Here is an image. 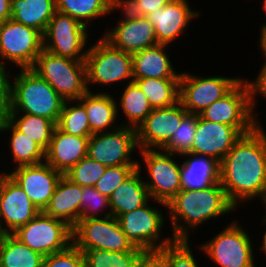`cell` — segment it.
<instances>
[{
    "label": "cell",
    "instance_id": "6da1fadb",
    "mask_svg": "<svg viewBox=\"0 0 266 267\" xmlns=\"http://www.w3.org/2000/svg\"><path fill=\"white\" fill-rule=\"evenodd\" d=\"M244 134L220 162V183L236 207L258 198L266 206V130ZM240 203V204H239Z\"/></svg>",
    "mask_w": 266,
    "mask_h": 267
},
{
    "label": "cell",
    "instance_id": "7a4b0ae2",
    "mask_svg": "<svg viewBox=\"0 0 266 267\" xmlns=\"http://www.w3.org/2000/svg\"><path fill=\"white\" fill-rule=\"evenodd\" d=\"M166 206L174 240H189L201 224L236 210L220 182L200 190L181 189Z\"/></svg>",
    "mask_w": 266,
    "mask_h": 267
},
{
    "label": "cell",
    "instance_id": "3957f363",
    "mask_svg": "<svg viewBox=\"0 0 266 267\" xmlns=\"http://www.w3.org/2000/svg\"><path fill=\"white\" fill-rule=\"evenodd\" d=\"M12 113H26L57 124L65 100L31 68L12 76Z\"/></svg>",
    "mask_w": 266,
    "mask_h": 267
},
{
    "label": "cell",
    "instance_id": "277c9868",
    "mask_svg": "<svg viewBox=\"0 0 266 267\" xmlns=\"http://www.w3.org/2000/svg\"><path fill=\"white\" fill-rule=\"evenodd\" d=\"M31 69L65 101L79 100L89 91L85 60L56 56L43 49Z\"/></svg>",
    "mask_w": 266,
    "mask_h": 267
},
{
    "label": "cell",
    "instance_id": "5b68a950",
    "mask_svg": "<svg viewBox=\"0 0 266 267\" xmlns=\"http://www.w3.org/2000/svg\"><path fill=\"white\" fill-rule=\"evenodd\" d=\"M242 78L225 96L199 115L210 122L234 126L244 135L260 124V120L255 112L252 80Z\"/></svg>",
    "mask_w": 266,
    "mask_h": 267
},
{
    "label": "cell",
    "instance_id": "8992f818",
    "mask_svg": "<svg viewBox=\"0 0 266 267\" xmlns=\"http://www.w3.org/2000/svg\"><path fill=\"white\" fill-rule=\"evenodd\" d=\"M138 151L143 164L138 161L137 168L140 172H142V167L146 168L145 179L150 181L144 179V183L152 202L167 208L166 203L182 189L181 163L175 161L178 156L162 149H139Z\"/></svg>",
    "mask_w": 266,
    "mask_h": 267
},
{
    "label": "cell",
    "instance_id": "52a82bcc",
    "mask_svg": "<svg viewBox=\"0 0 266 267\" xmlns=\"http://www.w3.org/2000/svg\"><path fill=\"white\" fill-rule=\"evenodd\" d=\"M85 62L90 92L93 84L107 87L114 83L121 85L127 79L128 83L134 80L132 54L113 47L102 36L88 47Z\"/></svg>",
    "mask_w": 266,
    "mask_h": 267
},
{
    "label": "cell",
    "instance_id": "ba28073f",
    "mask_svg": "<svg viewBox=\"0 0 266 267\" xmlns=\"http://www.w3.org/2000/svg\"><path fill=\"white\" fill-rule=\"evenodd\" d=\"M226 226L197 248L218 267H255L254 241L249 232L236 220Z\"/></svg>",
    "mask_w": 266,
    "mask_h": 267
},
{
    "label": "cell",
    "instance_id": "9c48e42d",
    "mask_svg": "<svg viewBox=\"0 0 266 267\" xmlns=\"http://www.w3.org/2000/svg\"><path fill=\"white\" fill-rule=\"evenodd\" d=\"M150 204L151 200L142 207L117 217L121 230L128 240L134 247L143 251L161 250L174 240L171 235L161 239L162 228L166 222L165 214L163 210Z\"/></svg>",
    "mask_w": 266,
    "mask_h": 267
},
{
    "label": "cell",
    "instance_id": "30bf717a",
    "mask_svg": "<svg viewBox=\"0 0 266 267\" xmlns=\"http://www.w3.org/2000/svg\"><path fill=\"white\" fill-rule=\"evenodd\" d=\"M42 50L43 35L38 30L12 19L0 23V68L7 69L8 62L16 68H32Z\"/></svg>",
    "mask_w": 266,
    "mask_h": 267
},
{
    "label": "cell",
    "instance_id": "8fae6325",
    "mask_svg": "<svg viewBox=\"0 0 266 267\" xmlns=\"http://www.w3.org/2000/svg\"><path fill=\"white\" fill-rule=\"evenodd\" d=\"M12 234L44 257L63 251L73 243L72 227L42 211Z\"/></svg>",
    "mask_w": 266,
    "mask_h": 267
},
{
    "label": "cell",
    "instance_id": "7c38bea8",
    "mask_svg": "<svg viewBox=\"0 0 266 267\" xmlns=\"http://www.w3.org/2000/svg\"><path fill=\"white\" fill-rule=\"evenodd\" d=\"M88 32L78 20L56 11L43 34V49L56 56L85 60Z\"/></svg>",
    "mask_w": 266,
    "mask_h": 267
},
{
    "label": "cell",
    "instance_id": "4fadbf2b",
    "mask_svg": "<svg viewBox=\"0 0 266 267\" xmlns=\"http://www.w3.org/2000/svg\"><path fill=\"white\" fill-rule=\"evenodd\" d=\"M73 244L81 251L104 249L126 252L136 247L128 240L114 216L80 219L72 228Z\"/></svg>",
    "mask_w": 266,
    "mask_h": 267
},
{
    "label": "cell",
    "instance_id": "5bb4252c",
    "mask_svg": "<svg viewBox=\"0 0 266 267\" xmlns=\"http://www.w3.org/2000/svg\"><path fill=\"white\" fill-rule=\"evenodd\" d=\"M242 78L197 76L182 72L179 80V101L188 113L199 115L212 103L225 96Z\"/></svg>",
    "mask_w": 266,
    "mask_h": 267
},
{
    "label": "cell",
    "instance_id": "9a60e30c",
    "mask_svg": "<svg viewBox=\"0 0 266 267\" xmlns=\"http://www.w3.org/2000/svg\"><path fill=\"white\" fill-rule=\"evenodd\" d=\"M137 145L136 129L120 125L118 128L94 133L89 137L87 156L109 166L137 165L138 159H132Z\"/></svg>",
    "mask_w": 266,
    "mask_h": 267
},
{
    "label": "cell",
    "instance_id": "2e32d148",
    "mask_svg": "<svg viewBox=\"0 0 266 267\" xmlns=\"http://www.w3.org/2000/svg\"><path fill=\"white\" fill-rule=\"evenodd\" d=\"M113 10L121 11L122 16L102 36L113 47L133 54L157 44L154 27L146 16L132 14L119 1Z\"/></svg>",
    "mask_w": 266,
    "mask_h": 267
},
{
    "label": "cell",
    "instance_id": "e0dca14e",
    "mask_svg": "<svg viewBox=\"0 0 266 267\" xmlns=\"http://www.w3.org/2000/svg\"><path fill=\"white\" fill-rule=\"evenodd\" d=\"M40 212L21 186L2 171L0 173V231L4 234H12Z\"/></svg>",
    "mask_w": 266,
    "mask_h": 267
},
{
    "label": "cell",
    "instance_id": "ac0fdd59",
    "mask_svg": "<svg viewBox=\"0 0 266 267\" xmlns=\"http://www.w3.org/2000/svg\"><path fill=\"white\" fill-rule=\"evenodd\" d=\"M188 111L180 101L152 112L136 129L139 149H162L172 138Z\"/></svg>",
    "mask_w": 266,
    "mask_h": 267
},
{
    "label": "cell",
    "instance_id": "d6986e66",
    "mask_svg": "<svg viewBox=\"0 0 266 267\" xmlns=\"http://www.w3.org/2000/svg\"><path fill=\"white\" fill-rule=\"evenodd\" d=\"M15 168L4 173H7L17 182L34 205L40 211H43L63 174L56 171L45 161L36 165H24Z\"/></svg>",
    "mask_w": 266,
    "mask_h": 267
},
{
    "label": "cell",
    "instance_id": "ffe728a7",
    "mask_svg": "<svg viewBox=\"0 0 266 267\" xmlns=\"http://www.w3.org/2000/svg\"><path fill=\"white\" fill-rule=\"evenodd\" d=\"M188 1L171 0L146 16L154 27L157 44L169 46L186 33L192 20L202 15L199 10L192 9Z\"/></svg>",
    "mask_w": 266,
    "mask_h": 267
},
{
    "label": "cell",
    "instance_id": "44dd1931",
    "mask_svg": "<svg viewBox=\"0 0 266 267\" xmlns=\"http://www.w3.org/2000/svg\"><path fill=\"white\" fill-rule=\"evenodd\" d=\"M193 145L189 153L210 156L221 162L243 136L234 126L214 123L198 115Z\"/></svg>",
    "mask_w": 266,
    "mask_h": 267
},
{
    "label": "cell",
    "instance_id": "7402d4cb",
    "mask_svg": "<svg viewBox=\"0 0 266 267\" xmlns=\"http://www.w3.org/2000/svg\"><path fill=\"white\" fill-rule=\"evenodd\" d=\"M89 137L73 136L54 128L45 162L63 175L87 156Z\"/></svg>",
    "mask_w": 266,
    "mask_h": 267
},
{
    "label": "cell",
    "instance_id": "603a6c76",
    "mask_svg": "<svg viewBox=\"0 0 266 267\" xmlns=\"http://www.w3.org/2000/svg\"><path fill=\"white\" fill-rule=\"evenodd\" d=\"M168 45L156 44L132 54L134 79H180L181 73L173 68Z\"/></svg>",
    "mask_w": 266,
    "mask_h": 267
},
{
    "label": "cell",
    "instance_id": "cb8c5ba5",
    "mask_svg": "<svg viewBox=\"0 0 266 267\" xmlns=\"http://www.w3.org/2000/svg\"><path fill=\"white\" fill-rule=\"evenodd\" d=\"M181 187L187 190H200L220 182V162L210 156L184 153L180 155Z\"/></svg>",
    "mask_w": 266,
    "mask_h": 267
},
{
    "label": "cell",
    "instance_id": "d4e9b609",
    "mask_svg": "<svg viewBox=\"0 0 266 267\" xmlns=\"http://www.w3.org/2000/svg\"><path fill=\"white\" fill-rule=\"evenodd\" d=\"M81 194L82 187L62 175L54 194L42 212L66 222L73 228L80 220Z\"/></svg>",
    "mask_w": 266,
    "mask_h": 267
},
{
    "label": "cell",
    "instance_id": "484cf974",
    "mask_svg": "<svg viewBox=\"0 0 266 267\" xmlns=\"http://www.w3.org/2000/svg\"><path fill=\"white\" fill-rule=\"evenodd\" d=\"M115 96L107 92L88 91L78 101L84 106L88 115L91 132H108L118 128L121 123L116 124L119 118L117 110V101ZM118 117V118H117Z\"/></svg>",
    "mask_w": 266,
    "mask_h": 267
},
{
    "label": "cell",
    "instance_id": "4316f807",
    "mask_svg": "<svg viewBox=\"0 0 266 267\" xmlns=\"http://www.w3.org/2000/svg\"><path fill=\"white\" fill-rule=\"evenodd\" d=\"M138 168L124 180L109 196L112 216L134 211L147 204L151 199L144 183V177Z\"/></svg>",
    "mask_w": 266,
    "mask_h": 267
},
{
    "label": "cell",
    "instance_id": "83f0119b",
    "mask_svg": "<svg viewBox=\"0 0 266 267\" xmlns=\"http://www.w3.org/2000/svg\"><path fill=\"white\" fill-rule=\"evenodd\" d=\"M56 12V0H11V19L45 33Z\"/></svg>",
    "mask_w": 266,
    "mask_h": 267
},
{
    "label": "cell",
    "instance_id": "f1b7e54d",
    "mask_svg": "<svg viewBox=\"0 0 266 267\" xmlns=\"http://www.w3.org/2000/svg\"><path fill=\"white\" fill-rule=\"evenodd\" d=\"M117 2L118 0H56V11L69 15L90 28L92 20L112 14Z\"/></svg>",
    "mask_w": 266,
    "mask_h": 267
},
{
    "label": "cell",
    "instance_id": "f546056e",
    "mask_svg": "<svg viewBox=\"0 0 266 267\" xmlns=\"http://www.w3.org/2000/svg\"><path fill=\"white\" fill-rule=\"evenodd\" d=\"M10 132L9 148L15 167L36 165L45 161V151L33 139L18 131L9 121L1 125L0 132ZM16 162V163H15Z\"/></svg>",
    "mask_w": 266,
    "mask_h": 267
},
{
    "label": "cell",
    "instance_id": "4dcf8cb0",
    "mask_svg": "<svg viewBox=\"0 0 266 267\" xmlns=\"http://www.w3.org/2000/svg\"><path fill=\"white\" fill-rule=\"evenodd\" d=\"M126 84L119 103L117 101V110L120 109L127 119L126 123L123 122L121 124L122 126L137 129L152 112L153 108L145 94L134 81Z\"/></svg>",
    "mask_w": 266,
    "mask_h": 267
},
{
    "label": "cell",
    "instance_id": "1f68e13d",
    "mask_svg": "<svg viewBox=\"0 0 266 267\" xmlns=\"http://www.w3.org/2000/svg\"><path fill=\"white\" fill-rule=\"evenodd\" d=\"M44 256L13 234H4L0 244V267H41Z\"/></svg>",
    "mask_w": 266,
    "mask_h": 267
},
{
    "label": "cell",
    "instance_id": "d6a6232c",
    "mask_svg": "<svg viewBox=\"0 0 266 267\" xmlns=\"http://www.w3.org/2000/svg\"><path fill=\"white\" fill-rule=\"evenodd\" d=\"M179 80L180 79H134L145 94L151 107L159 109L174 105L179 101Z\"/></svg>",
    "mask_w": 266,
    "mask_h": 267
},
{
    "label": "cell",
    "instance_id": "836d02e7",
    "mask_svg": "<svg viewBox=\"0 0 266 267\" xmlns=\"http://www.w3.org/2000/svg\"><path fill=\"white\" fill-rule=\"evenodd\" d=\"M9 122L25 136L33 139L44 151L48 148L56 127L50 119L26 113H11Z\"/></svg>",
    "mask_w": 266,
    "mask_h": 267
},
{
    "label": "cell",
    "instance_id": "e575fe53",
    "mask_svg": "<svg viewBox=\"0 0 266 267\" xmlns=\"http://www.w3.org/2000/svg\"><path fill=\"white\" fill-rule=\"evenodd\" d=\"M84 255V267H138L140 248L133 251L115 252L104 249L81 251Z\"/></svg>",
    "mask_w": 266,
    "mask_h": 267
},
{
    "label": "cell",
    "instance_id": "d590c367",
    "mask_svg": "<svg viewBox=\"0 0 266 267\" xmlns=\"http://www.w3.org/2000/svg\"><path fill=\"white\" fill-rule=\"evenodd\" d=\"M56 127L73 136L90 137L93 134L85 108L78 100L65 101Z\"/></svg>",
    "mask_w": 266,
    "mask_h": 267
},
{
    "label": "cell",
    "instance_id": "8d00e7d4",
    "mask_svg": "<svg viewBox=\"0 0 266 267\" xmlns=\"http://www.w3.org/2000/svg\"><path fill=\"white\" fill-rule=\"evenodd\" d=\"M198 115L193 113H187L171 140L162 148L166 152L180 155L189 153L193 145V139L195 136V130L197 125Z\"/></svg>",
    "mask_w": 266,
    "mask_h": 267
},
{
    "label": "cell",
    "instance_id": "74e56055",
    "mask_svg": "<svg viewBox=\"0 0 266 267\" xmlns=\"http://www.w3.org/2000/svg\"><path fill=\"white\" fill-rule=\"evenodd\" d=\"M80 201V219H94L112 216L109 198L101 194L94 186L82 187ZM106 210H108L106 212ZM105 211V214L103 213ZM101 212L103 215H101ZM101 216V217H100Z\"/></svg>",
    "mask_w": 266,
    "mask_h": 267
},
{
    "label": "cell",
    "instance_id": "f35d334b",
    "mask_svg": "<svg viewBox=\"0 0 266 267\" xmlns=\"http://www.w3.org/2000/svg\"><path fill=\"white\" fill-rule=\"evenodd\" d=\"M105 169V165L85 156L64 175L81 187L94 186L104 174Z\"/></svg>",
    "mask_w": 266,
    "mask_h": 267
},
{
    "label": "cell",
    "instance_id": "ab89813d",
    "mask_svg": "<svg viewBox=\"0 0 266 267\" xmlns=\"http://www.w3.org/2000/svg\"><path fill=\"white\" fill-rule=\"evenodd\" d=\"M190 244L189 240H173L159 251L167 258L170 267H199Z\"/></svg>",
    "mask_w": 266,
    "mask_h": 267
},
{
    "label": "cell",
    "instance_id": "60d3db41",
    "mask_svg": "<svg viewBox=\"0 0 266 267\" xmlns=\"http://www.w3.org/2000/svg\"><path fill=\"white\" fill-rule=\"evenodd\" d=\"M137 165H119L106 167L102 177L94 185L101 194L109 196L126 180L135 170Z\"/></svg>",
    "mask_w": 266,
    "mask_h": 267
},
{
    "label": "cell",
    "instance_id": "b9f144b4",
    "mask_svg": "<svg viewBox=\"0 0 266 267\" xmlns=\"http://www.w3.org/2000/svg\"><path fill=\"white\" fill-rule=\"evenodd\" d=\"M41 267H84V255L72 243L67 249L44 257Z\"/></svg>",
    "mask_w": 266,
    "mask_h": 267
},
{
    "label": "cell",
    "instance_id": "7bdbcfd3",
    "mask_svg": "<svg viewBox=\"0 0 266 267\" xmlns=\"http://www.w3.org/2000/svg\"><path fill=\"white\" fill-rule=\"evenodd\" d=\"M7 69L0 68V124L9 121L12 113V84L11 76ZM10 76V77H9Z\"/></svg>",
    "mask_w": 266,
    "mask_h": 267
},
{
    "label": "cell",
    "instance_id": "ee69618b",
    "mask_svg": "<svg viewBox=\"0 0 266 267\" xmlns=\"http://www.w3.org/2000/svg\"><path fill=\"white\" fill-rule=\"evenodd\" d=\"M129 12L139 16H147L149 13L164 7L171 0H118Z\"/></svg>",
    "mask_w": 266,
    "mask_h": 267
},
{
    "label": "cell",
    "instance_id": "f6af8a7d",
    "mask_svg": "<svg viewBox=\"0 0 266 267\" xmlns=\"http://www.w3.org/2000/svg\"><path fill=\"white\" fill-rule=\"evenodd\" d=\"M138 267H170L167 258L159 251H144Z\"/></svg>",
    "mask_w": 266,
    "mask_h": 267
},
{
    "label": "cell",
    "instance_id": "bcb514c9",
    "mask_svg": "<svg viewBox=\"0 0 266 267\" xmlns=\"http://www.w3.org/2000/svg\"><path fill=\"white\" fill-rule=\"evenodd\" d=\"M260 72L256 76L255 80L252 81L253 95H254V106L257 107V96L262 95L266 98V64L261 65Z\"/></svg>",
    "mask_w": 266,
    "mask_h": 267
},
{
    "label": "cell",
    "instance_id": "7dc6e473",
    "mask_svg": "<svg viewBox=\"0 0 266 267\" xmlns=\"http://www.w3.org/2000/svg\"><path fill=\"white\" fill-rule=\"evenodd\" d=\"M11 19V0H0V23Z\"/></svg>",
    "mask_w": 266,
    "mask_h": 267
},
{
    "label": "cell",
    "instance_id": "c3c4849f",
    "mask_svg": "<svg viewBox=\"0 0 266 267\" xmlns=\"http://www.w3.org/2000/svg\"><path fill=\"white\" fill-rule=\"evenodd\" d=\"M259 47H260L261 52L264 56V63L263 64H266V31L260 32Z\"/></svg>",
    "mask_w": 266,
    "mask_h": 267
},
{
    "label": "cell",
    "instance_id": "681fc988",
    "mask_svg": "<svg viewBox=\"0 0 266 267\" xmlns=\"http://www.w3.org/2000/svg\"><path fill=\"white\" fill-rule=\"evenodd\" d=\"M263 222V225H266V219L263 218V220H261ZM266 230V228H265ZM262 246L260 247L261 251H263L264 255L266 256V231L263 232V237H262Z\"/></svg>",
    "mask_w": 266,
    "mask_h": 267
},
{
    "label": "cell",
    "instance_id": "f907efd6",
    "mask_svg": "<svg viewBox=\"0 0 266 267\" xmlns=\"http://www.w3.org/2000/svg\"><path fill=\"white\" fill-rule=\"evenodd\" d=\"M262 9H263V11L265 12V14H266V0H263L262 1ZM266 31V23H265V21H264V23L261 25V28H260V32H265Z\"/></svg>",
    "mask_w": 266,
    "mask_h": 267
},
{
    "label": "cell",
    "instance_id": "816d5d0a",
    "mask_svg": "<svg viewBox=\"0 0 266 267\" xmlns=\"http://www.w3.org/2000/svg\"><path fill=\"white\" fill-rule=\"evenodd\" d=\"M3 235H4V233L0 231V244H1V241L3 239Z\"/></svg>",
    "mask_w": 266,
    "mask_h": 267
}]
</instances>
